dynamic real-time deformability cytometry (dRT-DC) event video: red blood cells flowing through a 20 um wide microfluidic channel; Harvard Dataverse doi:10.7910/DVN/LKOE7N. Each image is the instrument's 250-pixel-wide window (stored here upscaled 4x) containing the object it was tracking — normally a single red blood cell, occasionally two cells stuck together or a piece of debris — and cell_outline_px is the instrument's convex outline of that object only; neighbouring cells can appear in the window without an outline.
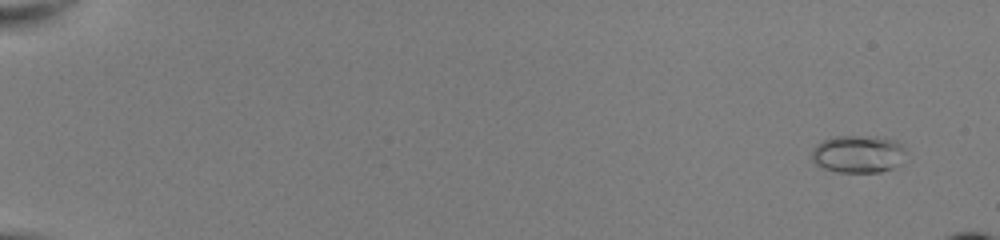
{"species": "common noctule bat (a hibernating species)", "species_latin": "Nyctalus noctula", "temperature_condition": "room temperature", "stored_images_in_passage": 20, "camera_frame_rate_fps": 3000, "um_per_image_px": 0.085, "animal": {"sex": "female", "body_mass_g": 22.0, "forearm_length_mm": 56.7}, "frame": {"image": 1, "passage_image": 4, "time_ms": 1.0, "image_size_px": [1000, 240], "cell_outline_px": [[904, 148], [900, 164], [892, 168], [880, 172], [836, 172], [824, 168], [816, 164], [812, 160], [812, 148], [816, 144], [824, 140], [836, 136], [884, 136], [896, 140]], "centroid_in_image_um": [72.92, 13.08], "position_along_channel_um": 12.1, "area_um2": 20.69}}
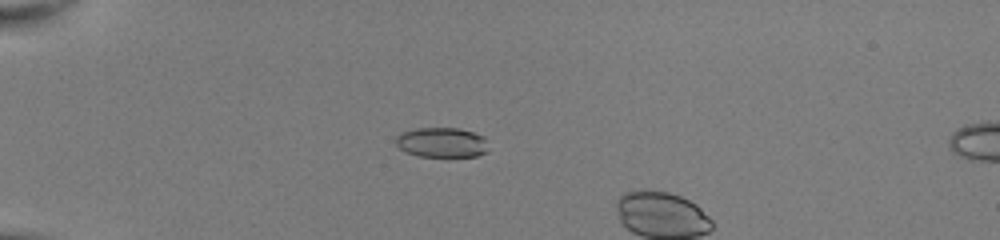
{"frame": {"image": 2, "passage_image": 17, "time_ms": 5.333, "image_size_px": [1000, 240], "cell_outline_px": [[488, 152], [476, 156], [420, 156], [404, 152], [396, 144], [396, 136], [400, 132], [416, 128], [460, 128], [484, 136]], "centroid_in_image_um": [37.53, 12.1], "position_along_channel_um": 47.5, "area_um2": 16.18}}